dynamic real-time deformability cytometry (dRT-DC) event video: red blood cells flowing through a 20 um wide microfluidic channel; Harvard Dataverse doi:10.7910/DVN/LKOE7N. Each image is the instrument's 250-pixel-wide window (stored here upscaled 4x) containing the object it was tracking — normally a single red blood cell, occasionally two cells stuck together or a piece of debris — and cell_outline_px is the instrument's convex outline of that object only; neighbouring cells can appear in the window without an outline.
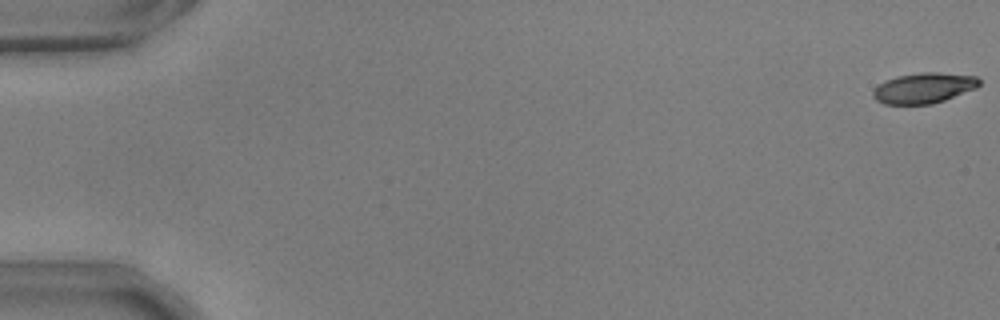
{"species": "common noctule bat (a hibernating species)", "species_latin": "Nyctalus noctula", "temperature_condition": "warm", "stored_images_in_passage": 18, "camera_frame_rate_fps": 3000, "um_per_image_px": 0.085, "animal": {"sex": "male", "body_mass_g": 17.9, "forearm_length_mm": 54.2}, "frame": {"image": 1, "passage_image": 1, "time_ms": 0.0, "image_size_px": [1000, 320], "cell_outline_px": [[980, 84], [976, 88], [944, 100], [932, 104], [884, 104], [876, 100], [872, 96], [872, 92], [884, 80], [896, 76], [920, 72], [940, 72], [976, 76], [980, 80]], "centroid_in_image_um": [78.51, 7.47], "position_along_channel_um": 6.5, "area_um2": 18.9}}
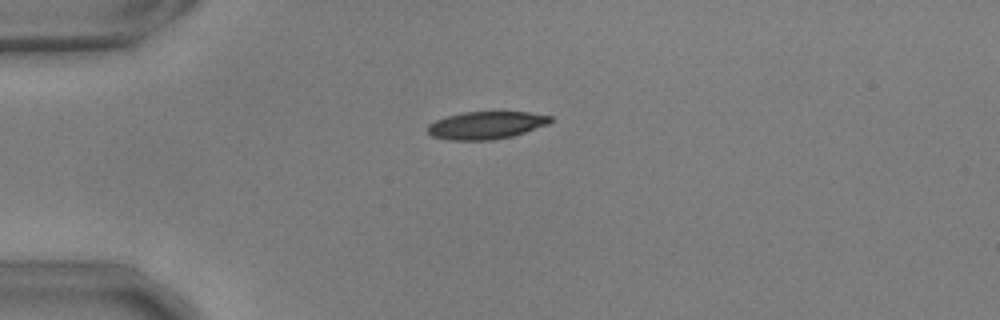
{"frame": {"image": 2, "passage_image": 15, "time_ms": 4.667, "image_size_px": [1000, 320], "cell_outline_px": [[552, 120], [548, 124], [512, 136], [492, 140], [448, 140], [432, 136], [428, 132], [428, 124], [436, 120], [448, 116], [464, 112], [528, 112], [552, 116]], "centroid_in_image_um": [41.31, 10.65], "position_along_channel_um": 43.7, "area_um2": 19.59}}